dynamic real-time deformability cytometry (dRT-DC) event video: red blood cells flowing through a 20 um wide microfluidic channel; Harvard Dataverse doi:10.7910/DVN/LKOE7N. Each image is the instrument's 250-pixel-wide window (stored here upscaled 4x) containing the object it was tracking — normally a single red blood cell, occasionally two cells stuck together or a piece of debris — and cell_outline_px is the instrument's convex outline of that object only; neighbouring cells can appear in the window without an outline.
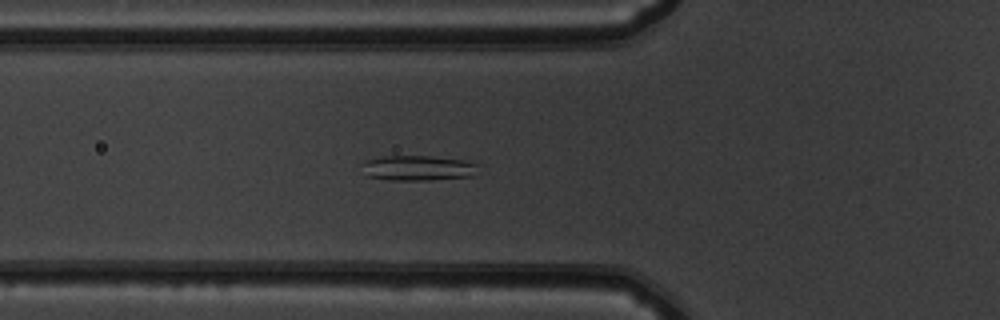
{"species": "common noctule bat (a hibernating species)", "species_latin": "Nyctalus noctula", "temperature_condition": "warm", "stored_images_in_passage": 54, "camera_frame_rate_fps": 3000, "um_per_image_px": 0.085, "animal": {"sex": "male", "body_mass_g": 19.5, "forearm_length_mm": 54.6}, "frame": {"image": 1, "passage_image": 20, "time_ms": 6.333, "image_size_px": [1000, 320], "cell_outline_px": [[476, 164], [472, 176], [432, 180], [388, 180], [368, 176], [364, 164], [368, 160], [384, 156], [428, 156], [464, 160]], "centroid_in_image_um": [35.54, 14.29], "position_along_channel_um": 90.3, "area_um2": 16.53}}
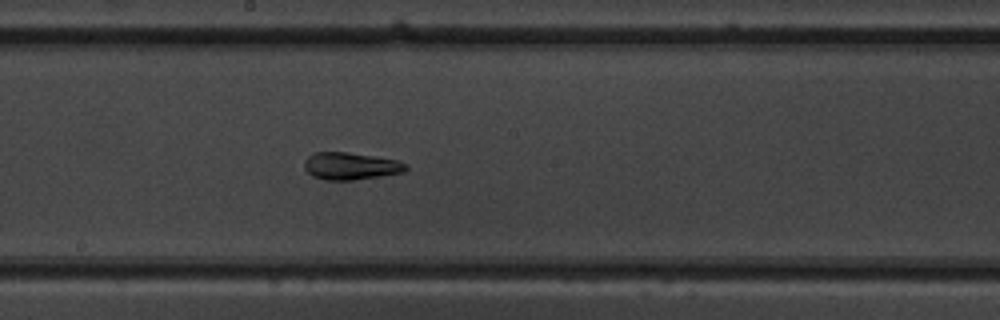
{"frame": {"image": 2, "passage_image": 30, "time_ms": 9.667, "image_size_px": [1000, 320], "cell_outline_px": [[408, 168], [404, 172], [380, 176], [352, 180], [324, 180], [312, 176], [304, 168], [304, 160], [312, 152], [348, 152], [400, 160], [408, 164]], "centroid_in_image_um": [29.81, 14.11], "position_along_channel_um": 218.4, "area_um2": 16.36}}
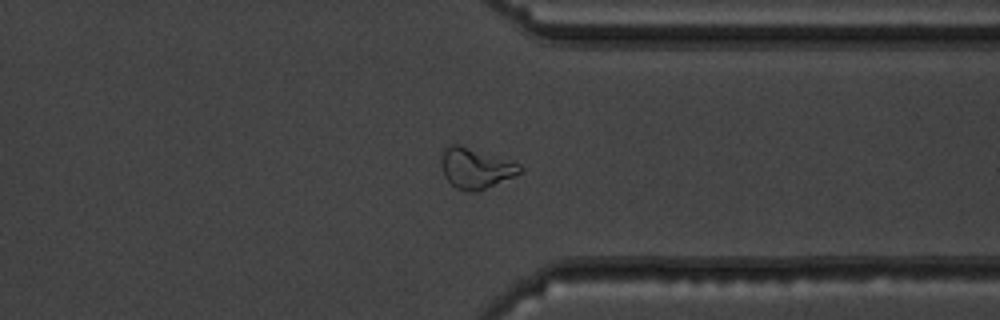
{"frame": {"image": 3, "passage_image": 42, "time_ms": 13.667, "image_size_px": [1000, 320], "cell_outline_px": [[524, 168], [520, 172], [512, 176], [476, 192], [468, 192], [456, 188], [444, 176], [440, 164], [440, 160], [444, 148], [452, 144], [456, 144], [520, 164]], "centroid_in_image_um": [40.37, 14.31], "position_along_channel_um": 371.0, "area_um2": 18.03}, "authors_computed_cell_mechanics": {"area_um2": 19.363, "velocity_mm_per_s": 3.8408, "shape_relaxation_time_tau1_ms": null, "shape_relaxation_time_tau2_ms": 2.3367, "deformation_change_tau1": null, "deformation_change_tau2": 0.1175}}